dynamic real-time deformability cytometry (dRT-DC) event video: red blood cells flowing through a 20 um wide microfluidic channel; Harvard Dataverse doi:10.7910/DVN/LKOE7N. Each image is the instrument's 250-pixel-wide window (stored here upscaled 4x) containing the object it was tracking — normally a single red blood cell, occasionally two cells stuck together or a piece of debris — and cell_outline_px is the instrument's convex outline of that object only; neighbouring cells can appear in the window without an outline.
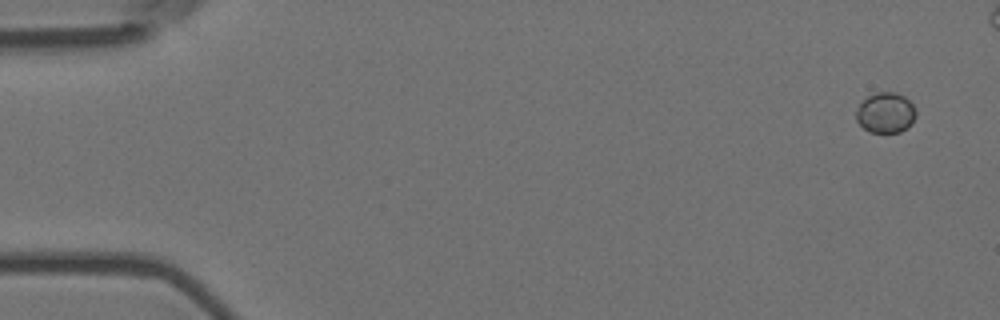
{"species": "Egyptian fruit bat (a non-hibernating species)", "species_latin": "Rousettus aegyptiacus", "temperature_condition": "room temperature", "stored_images_in_passage": 5, "camera_frame_rate_fps": 3000, "um_per_image_px": 0.085, "animal": {"sex": "female"}, "frame": {"image": 1, "passage_image": 1, "time_ms": 0.0, "image_size_px": [1000, 320], "cell_outline_px": [[916, 116], [912, 124], [908, 128], [900, 132], [868, 132], [856, 120], [856, 112], [860, 104], [868, 96], [876, 92], [896, 92], [904, 96], [916, 108]], "centroid_in_image_um": [75.3, 9.59], "position_along_channel_um": 9.7, "area_um2": 14.16}}